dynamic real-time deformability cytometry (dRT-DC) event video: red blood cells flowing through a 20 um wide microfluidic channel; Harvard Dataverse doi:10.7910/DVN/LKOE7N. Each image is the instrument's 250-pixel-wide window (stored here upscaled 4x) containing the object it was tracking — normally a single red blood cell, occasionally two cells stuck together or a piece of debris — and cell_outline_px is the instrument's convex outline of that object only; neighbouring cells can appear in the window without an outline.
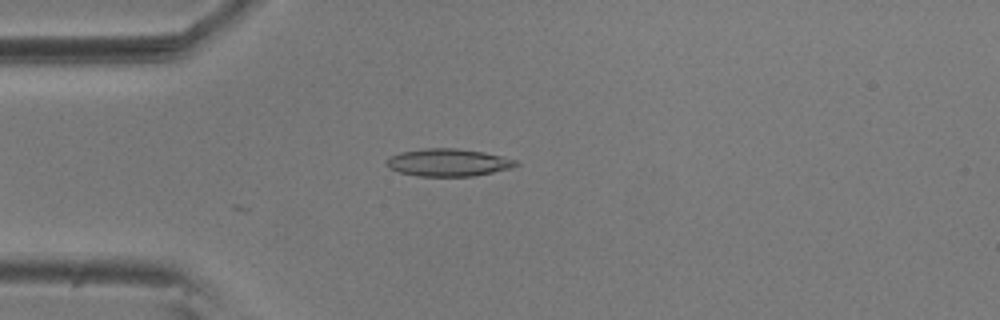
{"species": "common noctule bat (a hibernating species)", "species_latin": "Nyctalus noctula", "temperature_condition": "room temperature", "stored_images_in_passage": 15, "camera_frame_rate_fps": 3000, "um_per_image_px": 0.085, "animal": {"sex": "male", "body_mass_g": 20.5, "forearm_length_mm": 52.5}, "frame": {"image": 1, "passage_image": 15, "time_ms": 4.667, "image_size_px": [1000, 320], "cell_outline_px": [[520, 164], [512, 168], [472, 176], [416, 176], [400, 172], [388, 168], [384, 164], [388, 156], [400, 152], [424, 148], [456, 148], [484, 152], [516, 160]], "centroid_in_image_um": [38.05, 13.81], "position_along_channel_um": 47.0, "area_um2": 20.87}}